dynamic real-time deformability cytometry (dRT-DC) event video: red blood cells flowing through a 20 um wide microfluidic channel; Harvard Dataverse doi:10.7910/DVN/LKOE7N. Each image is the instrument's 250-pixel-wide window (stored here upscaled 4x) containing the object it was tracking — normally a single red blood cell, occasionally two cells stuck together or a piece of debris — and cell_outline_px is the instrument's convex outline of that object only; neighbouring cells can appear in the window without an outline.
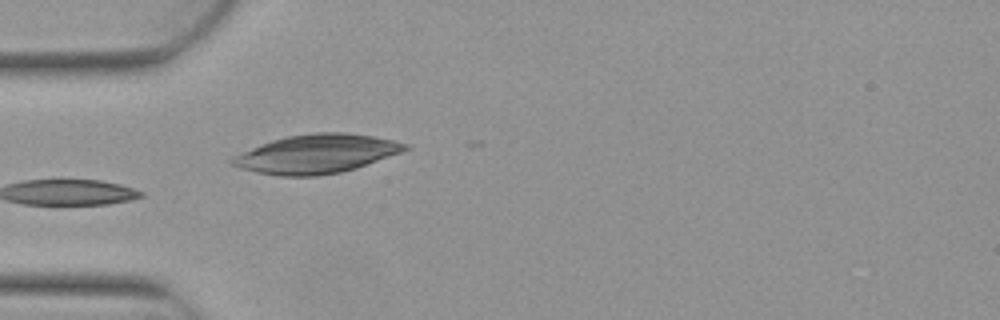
{"species": "Egyptian fruit bat (a non-hibernating species)", "species_latin": "Rousettus aegyptiacus", "temperature_condition": "warm", "stored_images_in_passage": 5, "camera_frame_rate_fps": 3000, "um_per_image_px": 0.085, "animal": {"sex": "female"}, "frame": {"image": 1, "passage_image": 5, "time_ms": 1.333, "image_size_px": [1000, 320], "cell_outline_px": [[412, 148], [356, 168], [340, 172], [316, 176], [280, 176], [256, 172], [240, 168], [232, 164], [228, 160], [232, 156], [272, 140], [288, 136], [312, 132], [344, 132], [372, 136], [392, 140], [408, 144]], "centroid_in_image_um": [26.89, 13.08], "position_along_channel_um": 58.1, "area_um2": 38.9}}